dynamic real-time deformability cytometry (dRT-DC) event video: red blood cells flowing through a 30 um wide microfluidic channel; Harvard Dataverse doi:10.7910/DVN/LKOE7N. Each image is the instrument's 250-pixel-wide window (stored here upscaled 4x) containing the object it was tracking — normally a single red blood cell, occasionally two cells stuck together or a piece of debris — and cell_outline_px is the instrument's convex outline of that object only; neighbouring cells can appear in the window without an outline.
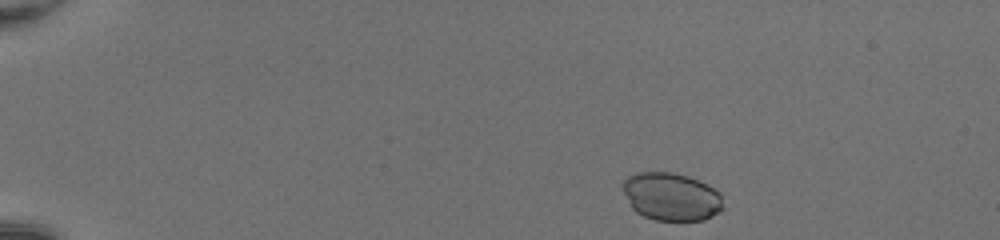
{"species": "common noctule bat (a hibernating species)", "species_latin": "Nyctalus noctula", "temperature_condition": "room temperature", "stored_images_in_passage": 44, "camera_frame_rate_fps": 3000, "um_per_image_px": 0.085, "animal": {"sex": "female", "body_mass_g": 20.0, "forearm_length_mm": 54.0}, "frame": {"image": 1, "passage_image": 2, "time_ms": 0.333, "image_size_px": [1000, 240], "cell_outline_px": [[724, 208], [720, 212], [704, 220], [656, 220], [644, 216], [636, 212], [632, 208], [620, 184], [628, 176], [636, 172], [672, 172], [688, 176], [720, 192]], "centroid_in_image_um": [57.05, 16.71], "position_along_channel_um": 28.0, "area_um2": 28.03}}
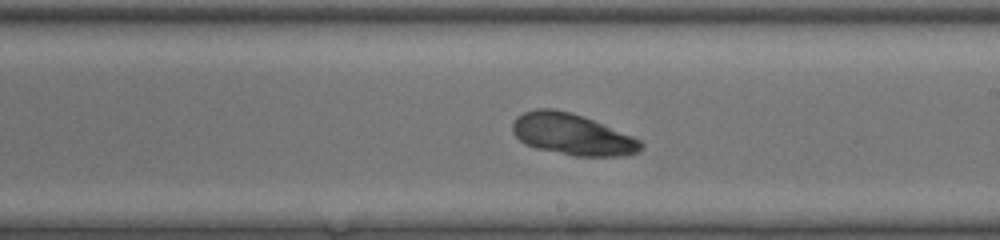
{"frame": {"image": 2, "passage_image": 25, "time_ms": 8.0, "image_size_px": [1000, 240], "cell_outline_px": [[644, 148], [640, 152], [620, 156], [572, 156], [536, 148], [524, 144], [512, 132], [512, 124], [516, 116], [524, 112], [536, 108], [552, 108], [572, 112], [584, 116], [632, 136], [640, 140], [644, 144]], "centroid_in_image_um": [48.63, 11.42], "position_along_channel_um": 240.4, "area_um2": 31.21}}
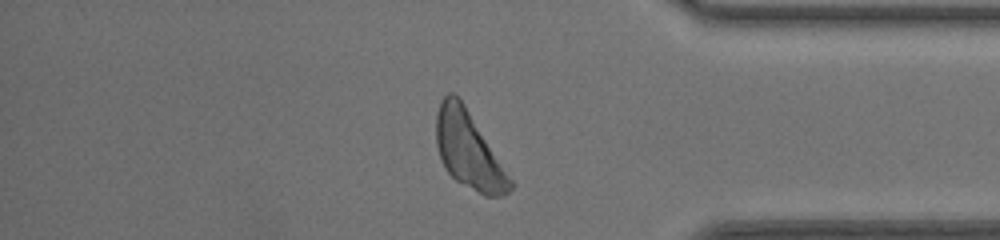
{"frame": {"image": 3, "passage_image": 37, "time_ms": 12.0, "image_size_px": [1000, 240], "cell_outline_px": [[516, 184], [504, 196], [484, 196], [456, 180], [444, 168], [440, 160], [436, 144], [436, 112], [440, 100], [448, 92], [456, 92], [464, 104]], "centroid_in_image_um": [39.83, 12.76], "position_along_channel_um": 395.4, "area_um2": 33.35}}